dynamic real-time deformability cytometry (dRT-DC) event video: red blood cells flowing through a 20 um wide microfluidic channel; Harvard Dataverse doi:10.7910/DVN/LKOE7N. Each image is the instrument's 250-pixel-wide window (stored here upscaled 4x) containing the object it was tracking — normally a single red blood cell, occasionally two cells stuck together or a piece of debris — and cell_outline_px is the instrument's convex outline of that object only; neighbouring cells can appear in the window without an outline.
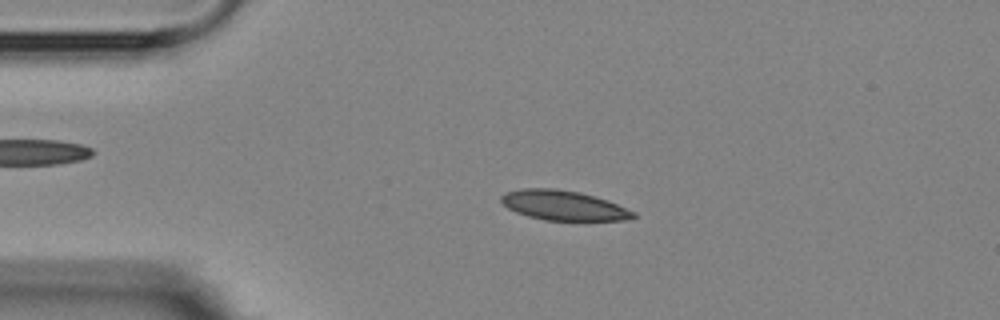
{"species": "Egyptian fruit bat (a non-hibernating species)", "species_latin": "Rousettus aegyptiacus", "temperature_condition": "room temperature", "stored_images_in_passage": 4, "camera_frame_rate_fps": 3000, "um_per_image_px": 0.085, "animal": {"sex": "female"}, "frame": {"image": 1, "passage_image": 3, "time_ms": 2.333, "image_size_px": [1000, 320], "cell_outline_px": [[636, 216], [624, 220], [544, 220], [528, 216], [516, 212], [508, 208], [500, 200], [500, 196], [508, 192], [524, 188], [556, 188], [580, 192], [608, 200], [636, 212]], "centroid_in_image_um": [47.9, 17.45], "position_along_channel_um": 37.1, "area_um2": 22.83}}